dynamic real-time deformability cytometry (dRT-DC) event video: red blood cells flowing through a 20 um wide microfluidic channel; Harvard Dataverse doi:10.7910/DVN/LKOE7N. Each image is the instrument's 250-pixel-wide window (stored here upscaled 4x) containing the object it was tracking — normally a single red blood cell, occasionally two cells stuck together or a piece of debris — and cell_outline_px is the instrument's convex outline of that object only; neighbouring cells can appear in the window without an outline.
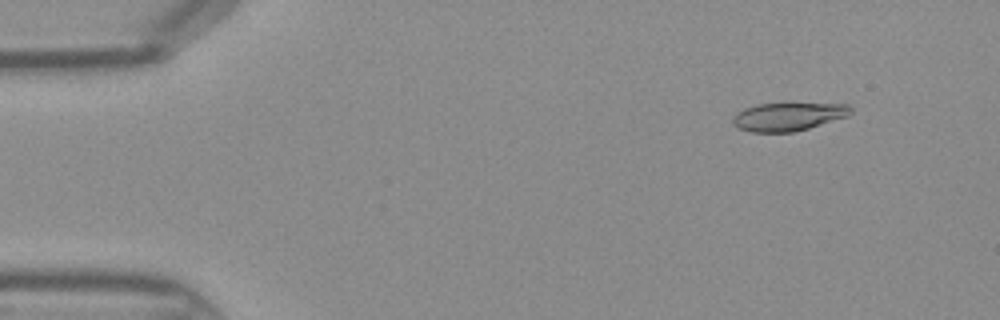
{"species": "Egyptian fruit bat (a non-hibernating species)", "species_latin": "Rousettus aegyptiacus", "temperature_condition": "warm", "stored_images_in_passage": 45, "camera_frame_rate_fps": 3000, "um_per_image_px": 0.085, "frame": {"image": 1, "passage_image": 5, "time_ms": 1.333, "image_size_px": [1000, 320], "cell_outline_px": [[852, 112], [848, 116], [808, 128], [792, 132], [752, 132], [736, 128], [732, 124], [732, 116], [736, 112], [744, 108], [756, 104], [848, 104], [852, 108]], "centroid_in_image_um": [66.94, 9.92], "position_along_channel_um": 18.1, "area_um2": 19.36}}
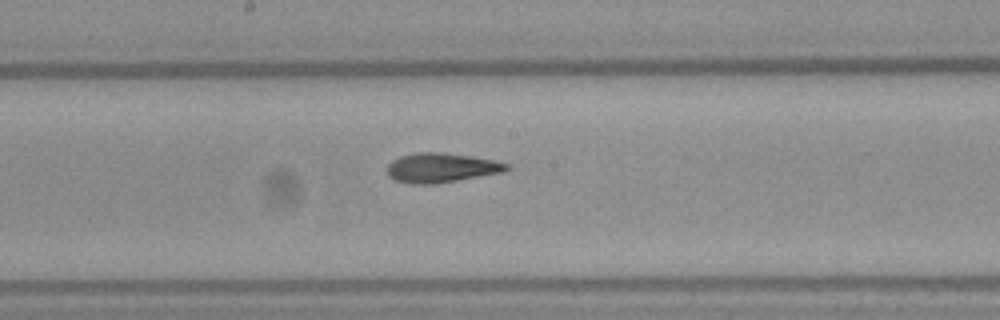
{"frame": {"image": 2, "passage_image": 24, "time_ms": 7.667, "image_size_px": [1000, 320], "cell_outline_px": [[512, 168], [504, 172], [432, 184], [412, 184], [396, 180], [388, 176], [388, 164], [392, 160], [400, 156], [420, 152], [440, 152], [472, 156], [492, 160], [508, 164]], "centroid_in_image_um": [37.51, 14.25], "position_along_channel_um": 210.7, "area_um2": 20.35}}
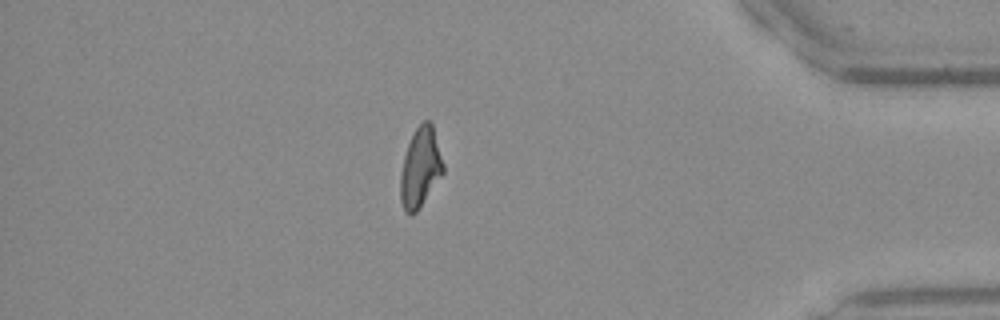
{"frame": {"image": 3, "passage_image": 39, "time_ms": 12.667, "image_size_px": [1000, 320], "cell_outline_px": [[444, 172], [416, 212], [412, 216], [404, 212], [400, 200], [400, 176], [404, 156], [412, 132], [424, 120], [428, 120], [432, 124], [444, 164]], "centroid_in_image_um": [35.71, 14.26], "position_along_channel_um": 399.5, "area_um2": 19.83}}